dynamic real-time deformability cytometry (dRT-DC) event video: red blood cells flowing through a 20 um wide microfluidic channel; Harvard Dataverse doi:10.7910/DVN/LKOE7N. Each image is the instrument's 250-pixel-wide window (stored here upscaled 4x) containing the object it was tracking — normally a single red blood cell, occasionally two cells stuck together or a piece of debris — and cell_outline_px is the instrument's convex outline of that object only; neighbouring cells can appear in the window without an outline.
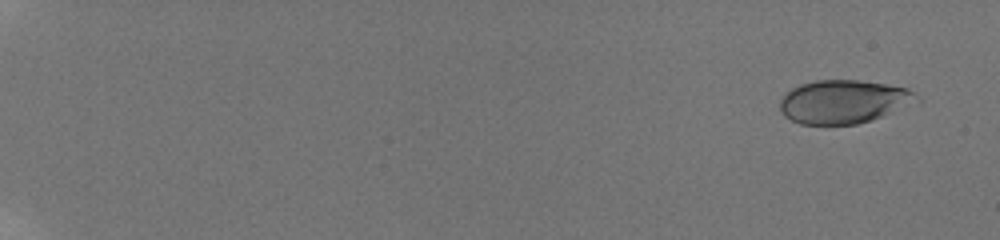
{"species": "human", "species_latin": "Homo sapiens", "temperature_condition": "room temperature", "stored_images_in_passage": 17, "camera_frame_rate_fps": 3000, "um_per_image_px": 0.085, "donor": {"sex": "male"}, "frame": {"image": 1, "passage_image": 2, "time_ms": 1.0, "image_size_px": [1000, 240], "cell_outline_px": [[912, 96], [880, 116], [872, 120], [856, 124], [800, 124], [784, 116], [780, 108], [780, 100], [784, 92], [800, 84], [816, 80], [856, 80], [884, 84], [908, 88], [912, 92]], "centroid_in_image_um": [71.45, 8.63], "position_along_channel_um": 13.6, "area_um2": 33.06}}
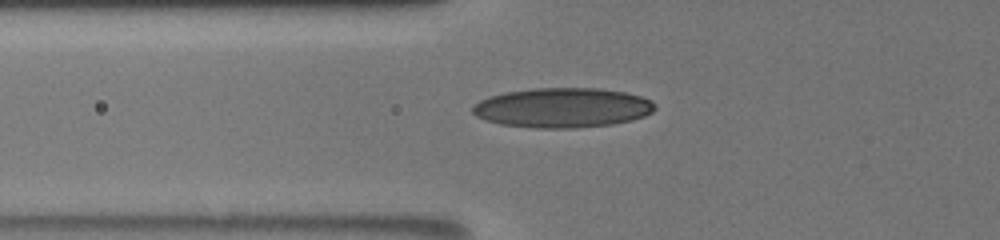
{"frame": {"image": 2, "passage_image": 12, "time_ms": 8.333, "image_size_px": [1000, 240], "cell_outline_px": [[656, 108], [652, 112], [644, 116], [632, 120], [612, 124], [576, 128], [536, 128], [500, 124], [476, 116], [472, 112], [472, 104], [488, 96], [504, 92], [532, 88], [600, 88], [624, 92], [640, 96], [652, 100], [656, 104]], "centroid_in_image_um": [47.81, 9.15], "position_along_channel_um": 78.0, "area_um2": 42.48}}
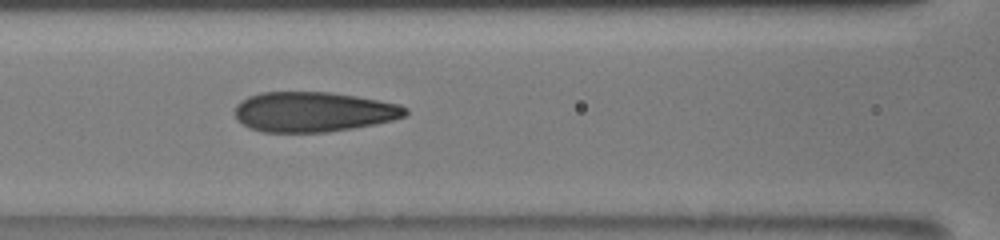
{"frame": {"image": 3, "passage_image": 14, "time_ms": 10.0, "image_size_px": [1000, 240], "cell_outline_px": [[408, 112], [404, 116], [392, 120], [352, 128], [328, 132], [264, 132], [248, 128], [236, 120], [236, 104], [240, 100], [248, 96], [260, 92], [328, 92], [356, 96], [400, 104], [408, 108]], "centroid_in_image_um": [26.6, 9.5], "position_along_channel_um": 140.0, "area_um2": 39.82}}